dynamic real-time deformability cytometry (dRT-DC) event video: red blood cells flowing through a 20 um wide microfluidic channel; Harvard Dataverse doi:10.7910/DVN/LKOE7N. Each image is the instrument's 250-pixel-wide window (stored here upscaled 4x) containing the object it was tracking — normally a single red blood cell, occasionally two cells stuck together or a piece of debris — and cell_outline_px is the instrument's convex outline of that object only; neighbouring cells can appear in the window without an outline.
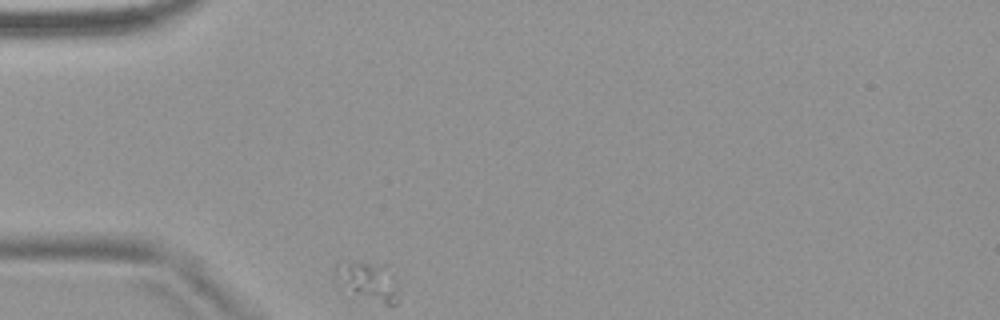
{"species": "common noctule bat (a hibernating species)", "species_latin": "Nyctalus noctula", "temperature_condition": "warm", "stored_images_in_passage": 5, "camera_frame_rate_fps": 3000, "um_per_image_px": 0.085, "animal": {"sex": "female", "body_mass_g": 18.4}, "frame": {"image": 1, "passage_image": 1, "time_ms": 0.0, "image_size_px": [1000, 320], "cell_outline_px": [[396, 304], [388, 304], [352, 288], [344, 284], [332, 272], [336, 264], [388, 264], [396, 268]], "centroid_in_image_um": [31.45, 23.79], "position_along_channel_um": 53.6, "area_um2": 12.89}}
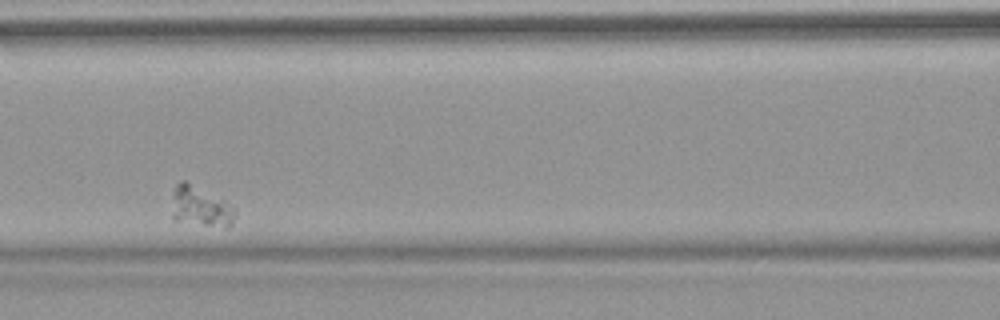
{"frame": {"image": 2, "passage_image": 4, "time_ms": 3.667, "image_size_px": [1000, 320], "cell_outline_px": [[236, 216], [232, 224], [228, 228], [224, 228], [172, 220], [172, 216], [176, 184], [180, 180], [184, 180], [224, 200], [236, 208]], "centroid_in_image_um": [17.1, 17.6], "position_along_channel_um": 149.5, "area_um2": 14.8}}
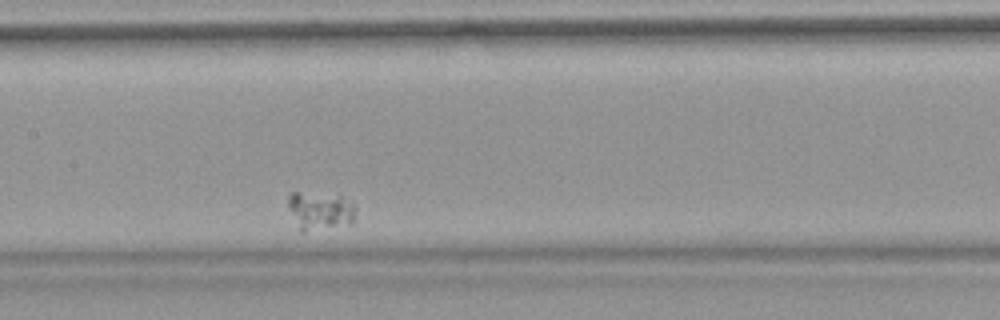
{"frame": {"image": 3, "passage_image": 5, "time_ms": 4.667, "image_size_px": [1000, 320], "cell_outline_px": [[356, 216], [352, 224], [304, 232], [300, 232], [288, 208], [288, 196], [292, 192], [296, 192], [340, 196], [352, 200], [356, 208]], "centroid_in_image_um": [27.24, 17.94], "position_along_channel_um": 180.2, "area_um2": 15.32}}